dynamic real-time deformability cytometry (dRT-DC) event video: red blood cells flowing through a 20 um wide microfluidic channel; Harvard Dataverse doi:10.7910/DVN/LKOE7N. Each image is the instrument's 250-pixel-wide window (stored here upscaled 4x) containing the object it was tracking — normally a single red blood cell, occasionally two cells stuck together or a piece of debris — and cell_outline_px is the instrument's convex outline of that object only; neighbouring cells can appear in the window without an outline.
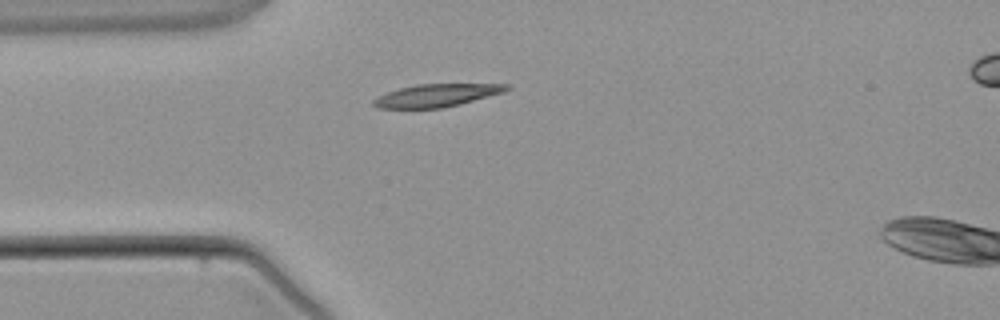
{"species": "common noctule bat (a hibernating species)", "species_latin": "Nyctalus noctula", "temperature_condition": "warm", "stored_images_in_passage": 3, "camera_frame_rate_fps": 3000, "um_per_image_px": 0.085, "animal": {"sex": "male", "body_mass_g": 21.5, "forearm_length_mm": 52.0}, "frame": {"image": 1, "passage_image": 2, "time_ms": 2.0, "image_size_px": [1000, 320], "cell_outline_px": [[512, 88], [504, 92], [460, 104], [440, 108], [376, 108], [372, 104], [372, 100], [388, 92], [400, 88], [416, 84], [508, 84]], "centroid_in_image_um": [37.12, 8.1], "position_along_channel_um": 47.9, "area_um2": 17.51}}